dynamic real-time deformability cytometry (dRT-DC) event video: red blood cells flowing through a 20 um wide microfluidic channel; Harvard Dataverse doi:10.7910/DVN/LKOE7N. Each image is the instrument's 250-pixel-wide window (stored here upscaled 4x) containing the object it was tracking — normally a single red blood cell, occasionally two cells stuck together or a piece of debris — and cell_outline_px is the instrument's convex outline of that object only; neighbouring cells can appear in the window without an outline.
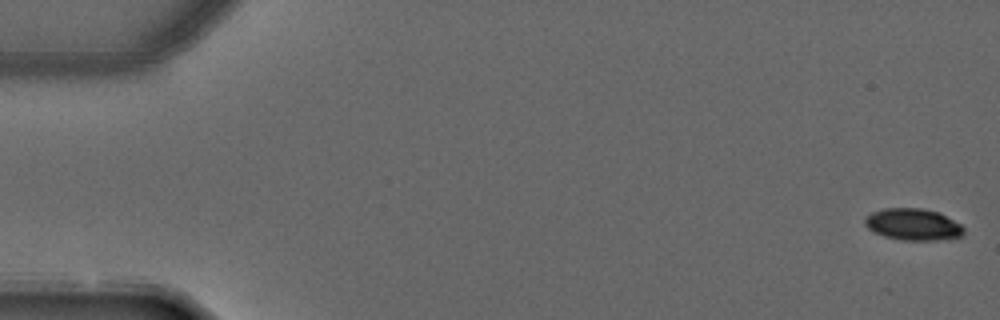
{"species": "common noctule bat (a hibernating species)", "species_latin": "Nyctalus noctula", "temperature_condition": "warm", "stored_images_in_passage": 5, "camera_frame_rate_fps": 3000, "um_per_image_px": 0.085, "animal": {"sex": "male", "forearm_length_mm": 52.5}, "frame": {"image": 1, "passage_image": 1, "time_ms": 0.0, "image_size_px": [1000, 320], "cell_outline_px": [[964, 232], [960, 236], [936, 240], [904, 240], [884, 236], [872, 232], [864, 224], [864, 216], [872, 212], [884, 208], [920, 208], [940, 212], [960, 224], [964, 228]], "centroid_in_image_um": [77.57, 19.06], "position_along_channel_um": 7.4, "area_um2": 18.32}}
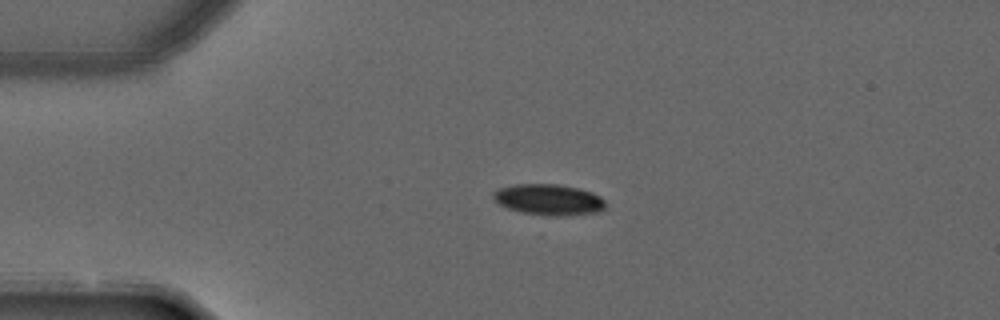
{"frame": {"image": 2, "passage_image": 4, "time_ms": 1.0, "image_size_px": [1000, 320], "cell_outline_px": [[604, 208], [600, 212], [564, 216], [544, 216], [520, 212], [508, 208], [500, 204], [492, 196], [492, 192], [500, 188], [516, 184], [560, 184], [580, 188], [592, 192], [600, 196], [604, 200]], "centroid_in_image_um": [46.66, 16.97], "position_along_channel_um": 38.3, "area_um2": 20.46}}